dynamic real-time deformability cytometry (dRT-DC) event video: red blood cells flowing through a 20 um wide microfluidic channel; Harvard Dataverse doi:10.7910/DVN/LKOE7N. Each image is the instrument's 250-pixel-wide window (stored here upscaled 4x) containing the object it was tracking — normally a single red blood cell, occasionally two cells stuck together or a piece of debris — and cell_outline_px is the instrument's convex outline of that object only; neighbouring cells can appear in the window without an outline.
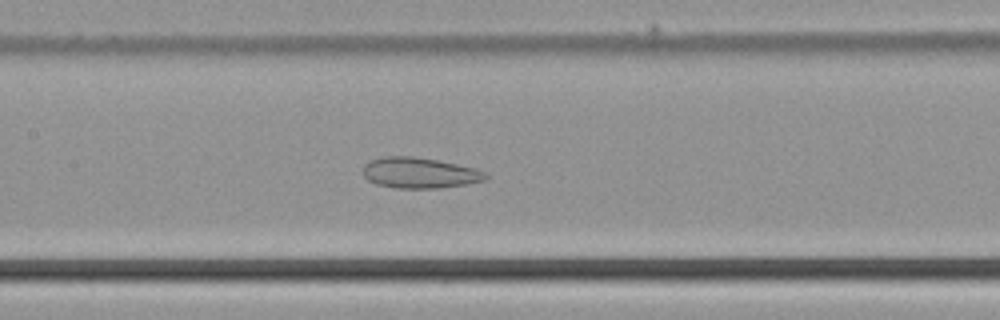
{"species": "common noctule bat (a hibernating species)", "species_latin": "Nyctalus noctula", "temperature_condition": "cold", "stored_images_in_passage": 37, "camera_frame_rate_fps": 3000, "um_per_image_px": 0.085, "animal": {"sex": "male", "body_mass_g": 21.5, "forearm_length_mm": 52.0}, "frame": {"image": 1, "passage_image": 24, "time_ms": 7.667, "image_size_px": [1000, 320], "cell_outline_px": [[488, 176], [484, 180], [468, 184], [440, 188], [392, 188], [376, 184], [368, 180], [364, 176], [364, 164], [372, 160], [384, 156], [412, 156], [436, 160], [476, 168], [488, 172]], "centroid_in_image_um": [35.68, 14.7], "position_along_channel_um": 171.7, "area_um2": 22.02}}
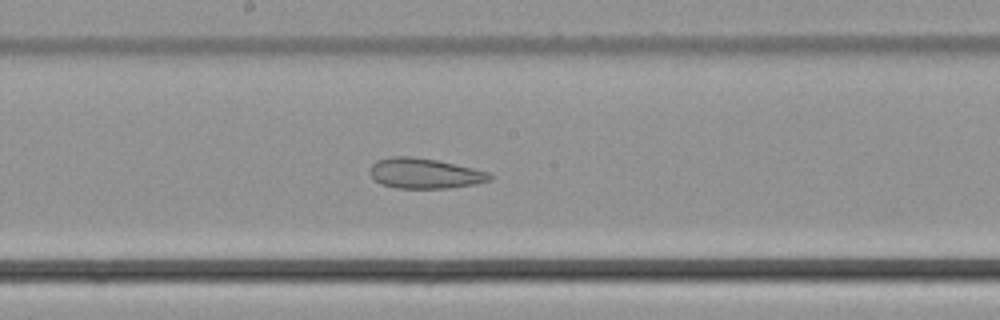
{"frame": {"image": 2, "passage_image": 27, "time_ms": 8.667, "image_size_px": [1000, 320], "cell_outline_px": [[492, 180], [476, 184], [448, 188], [396, 188], [380, 184], [368, 172], [372, 164], [376, 160], [388, 156], [412, 156], [436, 160], [472, 168], [488, 172], [492, 176]], "centroid_in_image_um": [36.06, 14.73], "position_along_channel_um": 212.1, "area_um2": 21.21}}
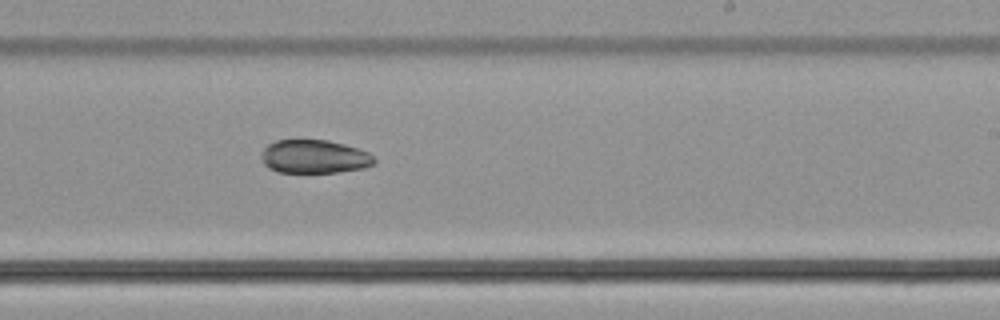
{"frame": {"image": 3, "passage_image": 31, "time_ms": 10.0, "image_size_px": [1000, 320], "cell_outline_px": [[376, 164], [364, 168], [336, 172], [276, 172], [268, 168], [264, 164], [260, 156], [264, 148], [268, 144], [276, 140], [328, 140], [344, 144], [368, 152], [376, 160]], "centroid_in_image_um": [26.7, 13.31], "position_along_channel_um": 262.3, "area_um2": 22.08}}